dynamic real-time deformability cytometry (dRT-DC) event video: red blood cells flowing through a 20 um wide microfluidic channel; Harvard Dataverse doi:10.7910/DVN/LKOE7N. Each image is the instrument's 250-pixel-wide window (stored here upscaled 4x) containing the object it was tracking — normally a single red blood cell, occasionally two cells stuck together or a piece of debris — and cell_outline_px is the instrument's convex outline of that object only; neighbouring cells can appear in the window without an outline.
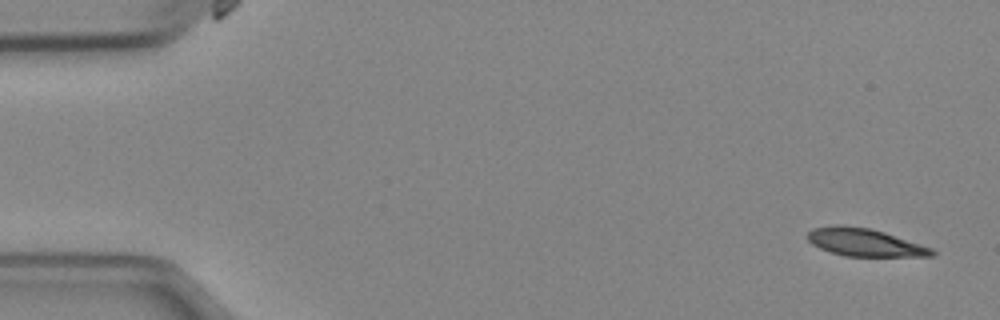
{"species": "Egyptian fruit bat (a non-hibernating species)", "species_latin": "Rousettus aegyptiacus", "temperature_condition": "cold", "stored_images_in_passage": 16, "camera_frame_rate_fps": 3000, "um_per_image_px": 0.085, "animal": {"sex": "female"}, "frame": {"image": 1, "passage_image": 1, "time_ms": 0.0, "image_size_px": [1000, 320], "cell_outline_px": [[936, 256], [844, 256], [820, 248], [812, 244], [804, 236], [812, 228], [836, 224], [872, 228], [932, 248], [936, 252]], "centroid_in_image_um": [73.46, 20.59], "position_along_channel_um": 11.5, "area_um2": 20.17}}
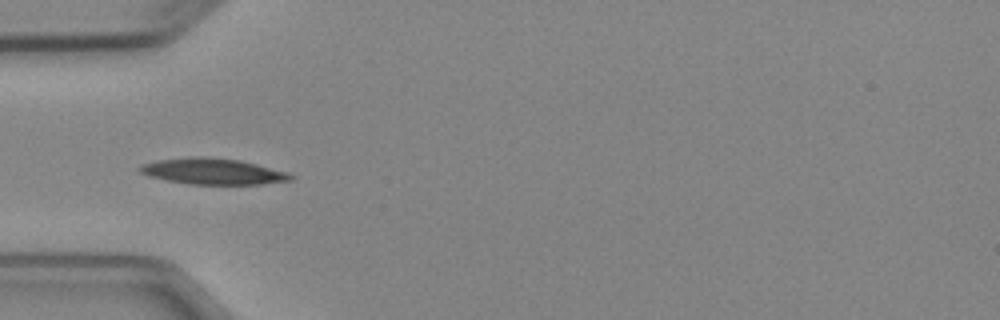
{"frame": {"image": 2, "passage_image": 5, "time_ms": 4.667, "image_size_px": [1000, 320], "cell_outline_px": [[296, 176], [292, 180], [264, 184], [188, 184], [148, 176], [140, 172], [136, 168], [140, 164], [160, 160], [196, 156], [204, 156], [240, 160], [288, 172]], "centroid_in_image_um": [18.1, 14.57], "position_along_channel_um": 66.9, "area_um2": 22.95}}